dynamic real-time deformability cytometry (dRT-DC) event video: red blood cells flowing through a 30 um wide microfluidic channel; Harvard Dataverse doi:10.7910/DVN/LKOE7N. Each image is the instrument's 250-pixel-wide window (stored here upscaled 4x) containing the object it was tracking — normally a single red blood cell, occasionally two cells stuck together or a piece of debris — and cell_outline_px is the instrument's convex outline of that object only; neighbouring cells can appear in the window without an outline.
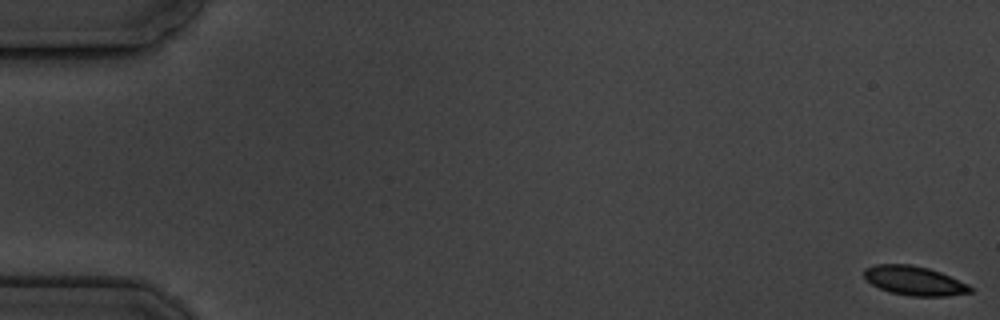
{"species": "common noctule bat (a hibernating species)", "species_latin": "Nyctalus noctula", "temperature_condition": "cold", "stored_images_in_passage": 6, "camera_frame_rate_fps": 3000, "um_per_image_px": 0.085, "animal": {"sex": "male", "body_mass_g": 19.5, "forearm_length_mm": 54.6}, "frame": {"image": 1, "passage_image": 1, "time_ms": 0.0, "image_size_px": [1000, 320], "cell_outline_px": [[972, 292], [948, 296], [912, 296], [888, 292], [872, 284], [864, 276], [864, 268], [876, 264], [912, 264], [928, 268], [940, 272], [968, 284], [972, 288]], "centroid_in_image_um": [77.71, 23.86], "position_along_channel_um": 7.3, "area_um2": 18.03}}
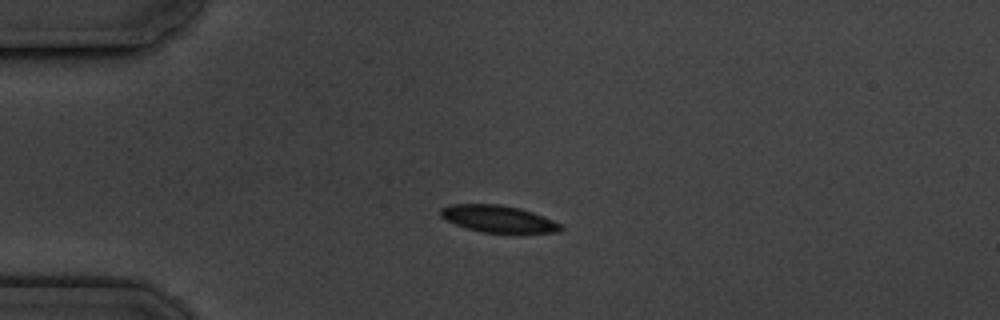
{"frame": {"image": 2, "passage_image": 5, "time_ms": 4.667, "image_size_px": [1000, 320], "cell_outline_px": [[564, 228], [556, 232], [484, 232], [468, 228], [456, 224], [440, 216], [440, 208], [452, 204], [500, 204], [520, 208], [544, 216], [560, 224]], "centroid_in_image_um": [42.34, 18.58], "position_along_channel_um": 42.7, "area_um2": 18.5}}